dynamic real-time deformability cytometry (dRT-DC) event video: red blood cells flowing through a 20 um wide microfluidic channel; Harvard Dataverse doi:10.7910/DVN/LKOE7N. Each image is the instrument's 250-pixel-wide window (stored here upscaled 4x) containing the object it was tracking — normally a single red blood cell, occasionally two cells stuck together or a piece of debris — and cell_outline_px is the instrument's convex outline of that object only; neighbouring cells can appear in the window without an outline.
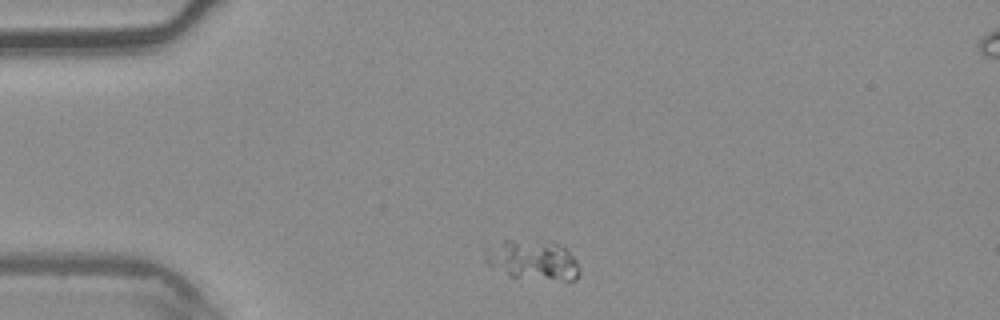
{"species": "common noctule bat (a hibernating species)", "species_latin": "Nyctalus noctula", "temperature_condition": "warm", "stored_images_in_passage": 2, "camera_frame_rate_fps": 3000, "um_per_image_px": 0.085, "animal": {"sex": "male", "body_mass_g": 20.4}, "frame": {"image": 1, "passage_image": 1, "time_ms": 0.0, "image_size_px": [1000, 320], "cell_outline_px": [[580, 272], [576, 280], [564, 280], [512, 276], [488, 264], [484, 260], [484, 244], [504, 240], [552, 240], [564, 248], [576, 260], [580, 268]], "centroid_in_image_um": [45.23, 22.04], "position_along_channel_um": 39.8, "area_um2": 22.08}}